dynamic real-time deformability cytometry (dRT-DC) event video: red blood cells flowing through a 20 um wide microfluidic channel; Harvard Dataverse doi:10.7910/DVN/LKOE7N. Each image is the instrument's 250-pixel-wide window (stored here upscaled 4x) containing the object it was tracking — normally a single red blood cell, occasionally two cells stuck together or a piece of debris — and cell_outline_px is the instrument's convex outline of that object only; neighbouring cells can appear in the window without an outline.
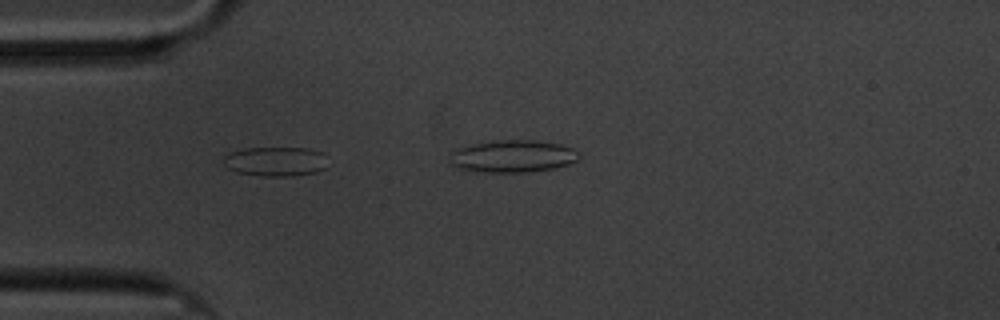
{"species": "common noctule bat (a hibernating species)", "species_latin": "Nyctalus noctula", "temperature_condition": "cold", "stored_images_in_passage": 7, "segment_of_instrument_passage": [1, 2], "camera_frame_rate_fps": 3000, "um_per_image_px": 0.085, "animal": {"sex": "male", "body_mass_g": 20.1, "forearm_length_mm": 53.5}, "frame": {"image": 1, "passage_image": 3, "time_ms": 0.667, "image_size_px": [1000, 320], "cell_outline_px": [[324, 168], [316, 172], [292, 176], [264, 176], [236, 172], [228, 168], [224, 164], [224, 156], [232, 152], [244, 148], [308, 148], [320, 152]], "centroid_in_image_um": [23.34, 13.73], "position_along_channel_um": 61.7, "area_um2": 17.46}}